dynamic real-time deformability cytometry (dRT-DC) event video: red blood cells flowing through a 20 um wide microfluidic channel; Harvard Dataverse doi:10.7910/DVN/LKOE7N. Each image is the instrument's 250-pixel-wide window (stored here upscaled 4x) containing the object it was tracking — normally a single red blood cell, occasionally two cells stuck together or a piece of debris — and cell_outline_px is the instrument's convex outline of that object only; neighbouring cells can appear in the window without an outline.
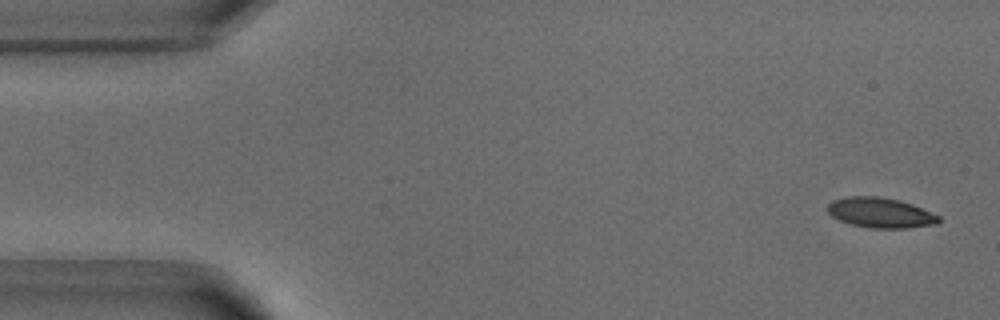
{"species": "common noctule bat (a hibernating species)", "species_latin": "Nyctalus noctula", "temperature_condition": "warm", "stored_images_in_passage": 51, "camera_frame_rate_fps": 3000, "um_per_image_px": 0.085, "animal": {"sex": "male", "body_mass_g": 18.8}, "frame": {"image": 1, "passage_image": 2, "time_ms": 0.333, "image_size_px": [1000, 320], "cell_outline_px": [[940, 220], [936, 224], [908, 228], [872, 228], [852, 224], [840, 220], [832, 216], [828, 212], [828, 204], [832, 200], [848, 196], [880, 196], [900, 200], [912, 204], [940, 216]], "centroid_in_image_um": [74.84, 18.07], "position_along_channel_um": 10.2, "area_um2": 19.48}}
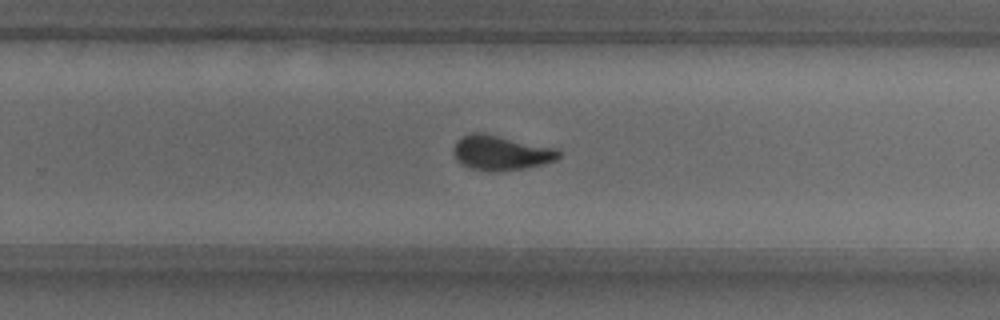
{"frame": {"image": 2, "passage_image": 32, "time_ms": 10.333, "image_size_px": [1000, 320], "cell_outline_px": [[560, 156], [556, 160], [544, 164], [524, 168], [488, 172], [472, 168], [460, 164], [456, 160], [452, 152], [452, 148], [456, 140], [460, 136], [468, 132], [484, 132], [560, 148]], "centroid_in_image_um": [42.56, 12.95], "position_along_channel_um": 287.2, "area_um2": 22.02}}
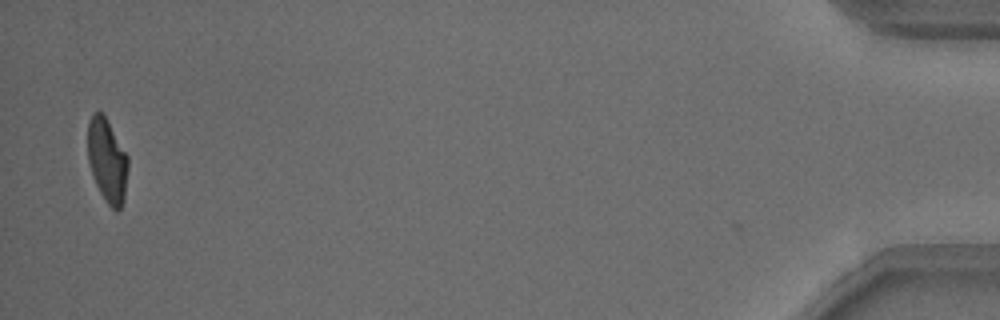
{"frame": {"image": 3, "passage_image": 50, "time_ms": 16.333, "image_size_px": [1000, 320], "cell_outline_px": [[128, 168], [124, 200], [120, 208], [116, 212], [108, 204], [100, 192], [96, 184], [88, 160], [88, 124], [92, 112], [100, 112], [104, 116], [128, 156]], "centroid_in_image_um": [9.12, 13.67], "position_along_channel_um": 426.1, "area_um2": 19.36}, "authors_computed_cell_mechanics": {"area_um2": 20.9236, "velocity_mm_per_s": 3.8768, "shape_relaxation_time_tau1_ms": 3.1504, "shape_relaxation_time_tau2_ms": 1.0627, "deformation_change_tau1": 0.1633, "deformation_change_tau2": 0.072}}